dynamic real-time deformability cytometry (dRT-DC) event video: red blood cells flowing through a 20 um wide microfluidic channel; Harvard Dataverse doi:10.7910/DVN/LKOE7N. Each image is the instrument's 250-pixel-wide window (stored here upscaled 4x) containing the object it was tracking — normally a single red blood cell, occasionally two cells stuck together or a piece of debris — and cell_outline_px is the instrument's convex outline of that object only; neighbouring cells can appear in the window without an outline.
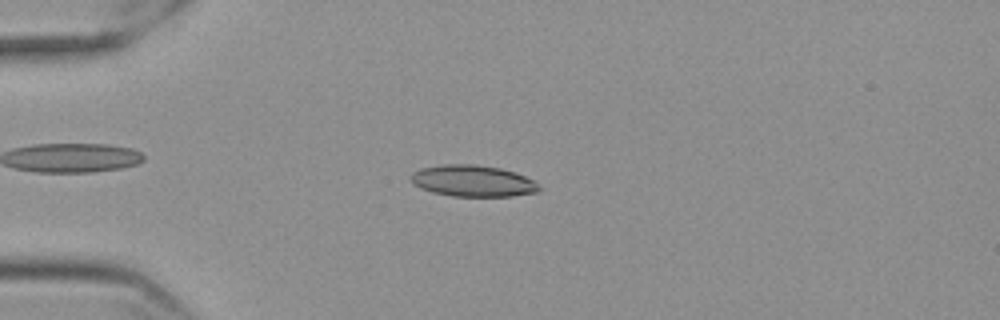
{"species": "Egyptian fruit bat (a non-hibernating species)", "species_latin": "Rousettus aegyptiacus", "temperature_condition": "cold", "stored_images_in_passage": 57, "camera_frame_rate_fps": 3000, "um_per_image_px": 0.085, "frame": {"image": 1, "passage_image": 15, "time_ms": 4.667, "image_size_px": [1000, 320], "cell_outline_px": [[544, 188], [540, 192], [512, 196], [452, 196], [432, 192], [420, 188], [412, 184], [412, 172], [420, 168], [440, 164], [476, 164], [500, 168], [524, 176], [532, 180]], "centroid_in_image_um": [40.19, 15.38], "position_along_channel_um": 44.8, "area_um2": 23.64}}
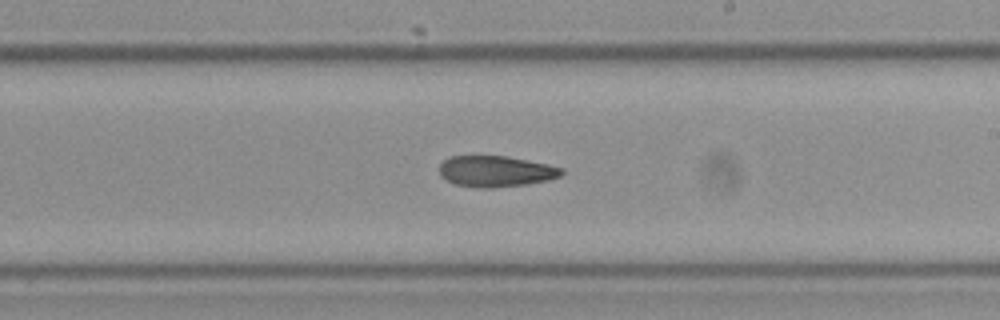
{"frame": {"image": 2, "passage_image": 34, "time_ms": 11.0, "image_size_px": [1000, 320], "cell_outline_px": [[564, 172], [560, 176], [548, 180], [524, 184], [492, 188], [476, 188], [452, 184], [440, 176], [440, 164], [448, 156], [504, 156], [548, 164], [564, 168]], "centroid_in_image_um": [42.11, 14.57], "position_along_channel_um": 246.9, "area_um2": 22.2}}
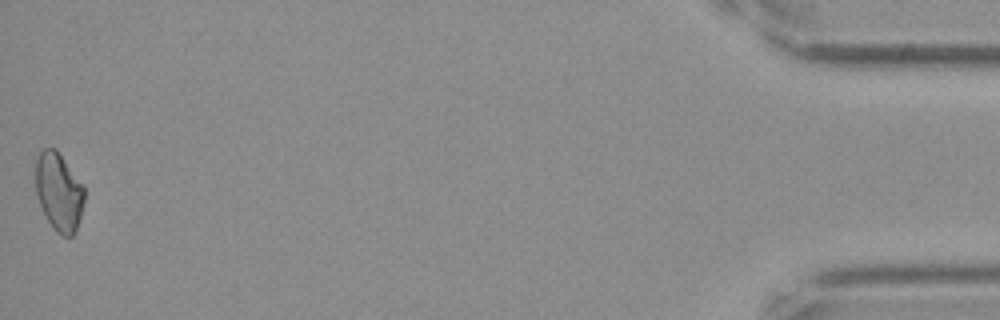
{"frame": {"image": 3, "passage_image": 57, "time_ms": 18.667, "image_size_px": [1000, 320], "cell_outline_px": [[84, 200], [76, 232], [72, 236], [64, 236], [56, 232], [48, 220], [40, 204], [36, 192], [36, 160], [40, 152], [44, 148], [56, 148], [84, 184]], "centroid_in_image_um": [5.02, 16.28], "position_along_channel_um": 430.2, "area_um2": 22.2}, "authors_computed_cell_mechanics": {"area_um2": 22.3108, "velocity_mm_per_s": 3.5701, "shape_relaxation_time_tau1_ms": null, "shape_relaxation_time_tau2_ms": 9.9163, "deformation_change_tau1": null, "deformation_change_tau2": 0.1781}}